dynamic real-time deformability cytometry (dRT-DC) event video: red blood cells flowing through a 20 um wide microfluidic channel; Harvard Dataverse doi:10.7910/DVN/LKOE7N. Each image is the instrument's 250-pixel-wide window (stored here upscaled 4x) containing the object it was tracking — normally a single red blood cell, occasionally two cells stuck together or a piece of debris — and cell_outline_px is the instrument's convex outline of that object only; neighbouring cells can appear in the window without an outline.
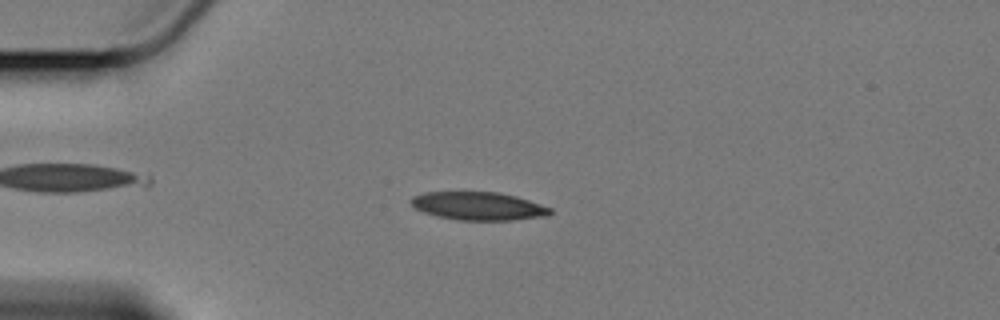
{"species": "Egyptian fruit bat (a non-hibernating species)", "species_latin": "Rousettus aegyptiacus", "temperature_condition": "cold", "stored_images_in_passage": 35, "camera_frame_rate_fps": 3000, "um_per_image_px": 0.085, "animal": {"sex": "female"}, "frame": {"image": 1, "passage_image": 6, "time_ms": 1.667, "image_size_px": [1000, 320], "cell_outline_px": [[552, 212], [544, 216], [512, 220], [456, 220], [436, 216], [424, 212], [416, 208], [408, 200], [412, 196], [424, 192], [500, 192], [516, 196], [552, 208]], "centroid_in_image_um": [40.63, 17.51], "position_along_channel_um": 44.4, "area_um2": 22.83}}
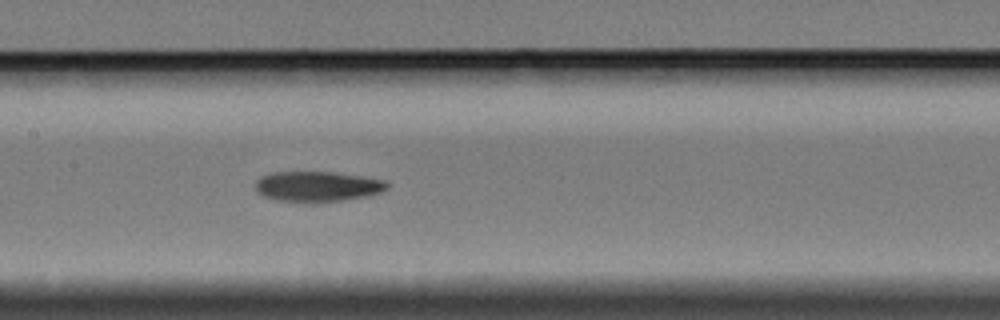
{"frame": {"image": 2, "passage_image": 20, "time_ms": 6.333, "image_size_px": [1000, 320], "cell_outline_px": [[388, 188], [380, 192], [368, 196], [312, 204], [276, 200], [264, 196], [256, 188], [256, 180], [260, 176], [276, 172], [332, 172], [360, 176], [384, 180], [388, 184]], "centroid_in_image_um": [26.97, 15.87], "position_along_channel_um": 180.4, "area_um2": 23.35}}
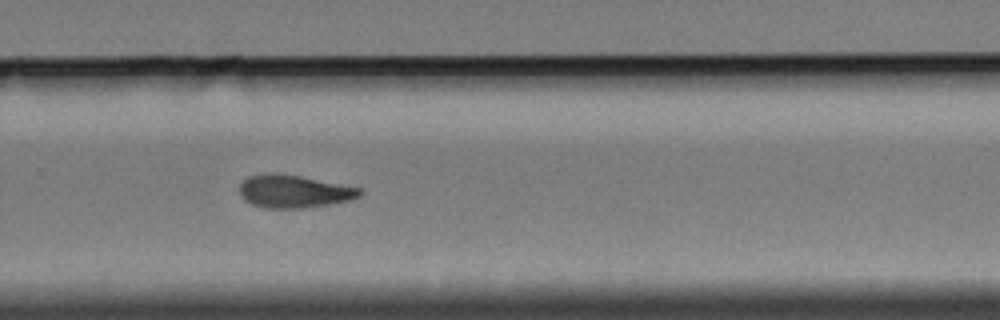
{"frame": {"image": 3, "passage_image": 31, "time_ms": 10.0, "image_size_px": [1000, 320], "cell_outline_px": [[364, 192], [360, 196], [352, 200], [332, 204], [304, 208], [264, 208], [252, 204], [244, 200], [240, 196], [240, 184], [248, 176], [264, 172], [272, 172], [300, 176], [360, 188]], "centroid_in_image_um": [24.97, 16.27], "position_along_channel_um": 304.8, "area_um2": 23.24}}